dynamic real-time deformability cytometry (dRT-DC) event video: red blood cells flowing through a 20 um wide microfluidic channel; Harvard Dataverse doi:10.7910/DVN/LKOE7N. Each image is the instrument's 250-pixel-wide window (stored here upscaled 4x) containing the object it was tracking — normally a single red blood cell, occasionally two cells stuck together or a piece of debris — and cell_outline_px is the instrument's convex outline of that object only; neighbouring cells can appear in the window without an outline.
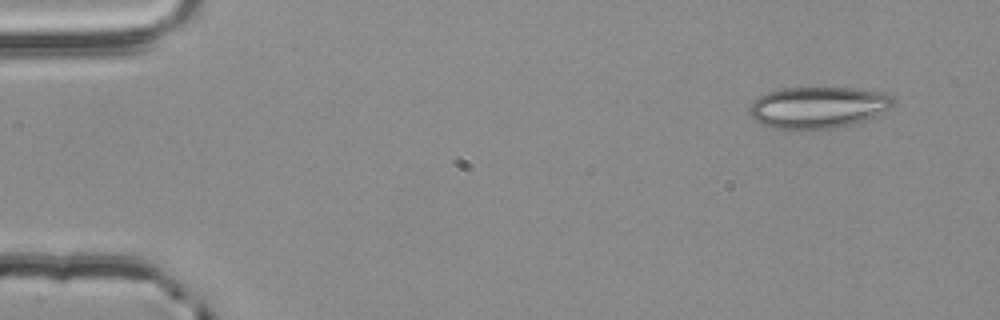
{"species": "common noctule bat (a hibernating species)", "species_latin": "Nyctalus noctula", "temperature_condition": "room temperature", "stored_images_in_passage": 3, "camera_frame_rate_fps": 3000, "um_per_image_px": 0.085, "animal": {"sex": "male", "body_mass_g": 20.4}, "frame": {"image": 1, "passage_image": 1, "time_ms": 0.0, "image_size_px": [1000, 320], "cell_outline_px": [[896, 100], [888, 108], [864, 120], [832, 128], [792, 132], [776, 128], [764, 124], [756, 120], [748, 112], [748, 108], [760, 96], [768, 92], [780, 88], [856, 88], [884, 92], [892, 96]], "centroid_in_image_um": [69.5, 9.14], "position_along_channel_um": 15.5, "area_um2": 34.85}}